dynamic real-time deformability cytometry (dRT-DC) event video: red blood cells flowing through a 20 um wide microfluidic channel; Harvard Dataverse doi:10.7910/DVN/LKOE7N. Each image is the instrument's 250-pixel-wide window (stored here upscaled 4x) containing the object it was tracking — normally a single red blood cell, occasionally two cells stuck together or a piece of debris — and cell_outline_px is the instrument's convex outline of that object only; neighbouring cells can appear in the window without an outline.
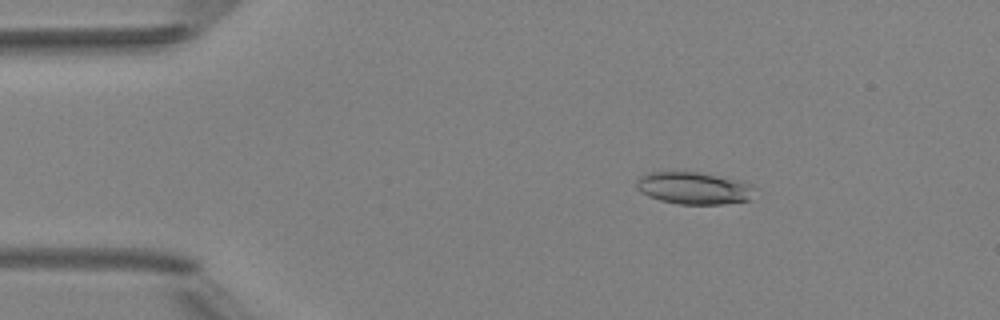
{"species": "Egyptian fruit bat (a non-hibernating species)", "species_latin": "Rousettus aegyptiacus", "temperature_condition": "room temperature", "stored_images_in_passage": 4, "camera_frame_rate_fps": 3000, "um_per_image_px": 0.085, "animal": {"sex": "female"}, "frame": {"image": 1, "passage_image": 2, "time_ms": 2.0, "image_size_px": [1000, 320], "cell_outline_px": [[752, 200], [724, 204], [680, 204], [660, 200], [648, 196], [640, 192], [636, 188], [636, 180], [640, 176], [652, 172], [696, 172], [716, 176], [748, 184]], "centroid_in_image_um": [58.86, 16.01], "position_along_channel_um": 26.1, "area_um2": 21.56}}
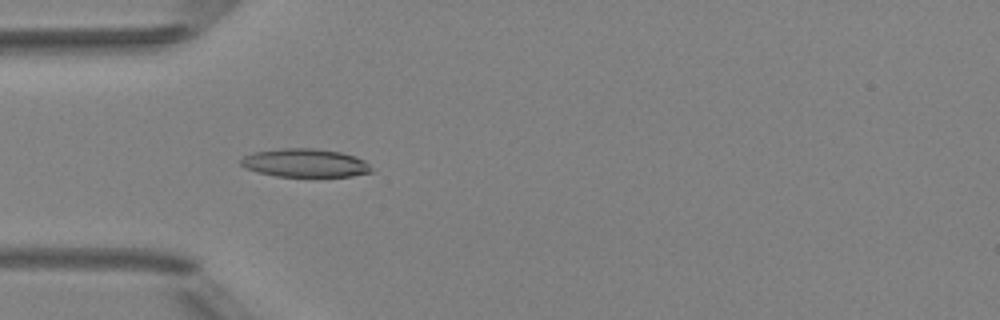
{"frame": {"image": 2, "passage_image": 4, "time_ms": 4.333, "image_size_px": [1000, 320], "cell_outline_px": [[372, 172], [352, 176], [276, 176], [260, 172], [248, 168], [240, 164], [240, 160], [244, 156], [252, 152], [280, 148], [312, 148], [340, 152], [356, 156], [364, 160], [372, 168]], "centroid_in_image_um": [25.95, 13.84], "position_along_channel_um": 59.1, "area_um2": 21.44}}